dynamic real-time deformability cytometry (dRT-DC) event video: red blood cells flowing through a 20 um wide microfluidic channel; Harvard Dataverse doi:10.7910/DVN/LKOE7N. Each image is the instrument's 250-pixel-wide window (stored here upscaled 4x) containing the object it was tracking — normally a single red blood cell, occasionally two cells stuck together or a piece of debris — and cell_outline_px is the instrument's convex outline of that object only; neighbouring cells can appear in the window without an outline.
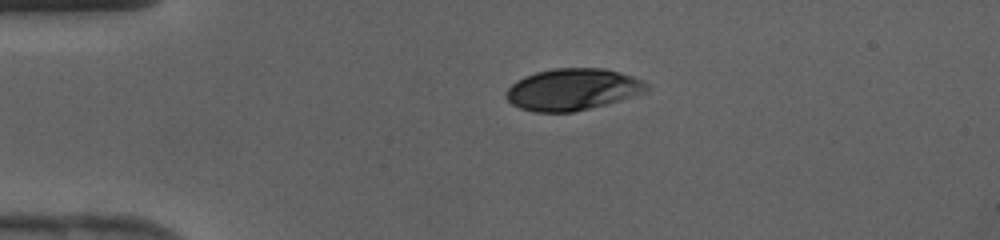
{"species": "human", "species_latin": "Homo sapiens", "temperature_condition": "cold", "stored_images_in_passage": 34, "camera_frame_rate_fps": 3000, "um_per_image_px": 0.085, "donor": {"sex": "female"}, "frame": {"image": 1, "passage_image": 1, "time_ms": 0.0, "image_size_px": [1000, 240], "cell_outline_px": [[648, 88], [644, 92], [632, 96], [604, 104], [572, 112], [536, 112], [520, 108], [512, 104], [504, 96], [508, 88], [516, 80], [524, 76], [536, 72], [552, 68], [604, 68], [632, 76], [644, 80], [648, 84]], "centroid_in_image_um": [48.63, 7.59], "position_along_channel_um": 36.4, "area_um2": 33.93}}
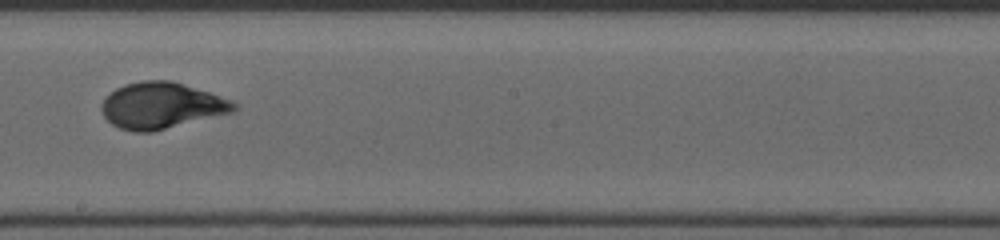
{"frame": {"image": 2, "passage_image": 16, "time_ms": 5.0, "image_size_px": [1000, 240], "cell_outline_px": [[240, 108], [236, 112], [152, 132], [132, 132], [120, 128], [112, 124], [104, 116], [100, 108], [100, 104], [116, 88], [124, 84], [140, 80], [172, 80], [208, 92], [228, 100], [236, 104]], "centroid_in_image_um": [13.73, 8.98], "position_along_channel_um": 234.5, "area_um2": 35.78}}
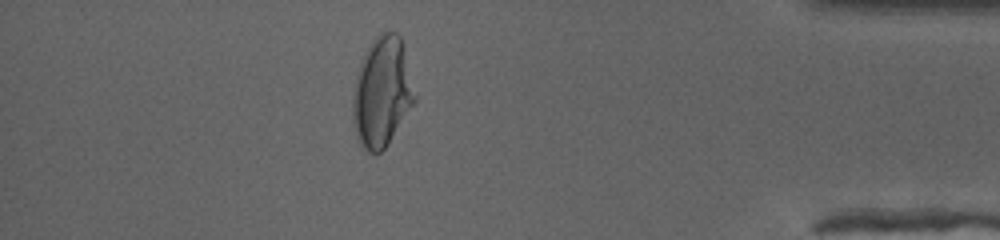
{"frame": {"image": 3, "passage_image": 29, "time_ms": 9.333, "image_size_px": [1000, 240], "cell_outline_px": [[416, 100], [388, 144], [380, 152], [368, 152], [360, 144], [356, 136], [352, 120], [352, 92], [356, 76], [364, 52], [368, 44], [380, 32], [396, 32], [400, 36], [416, 96]], "centroid_in_image_um": [32.44, 7.83], "position_along_channel_um": 402.8, "area_um2": 39.59}}